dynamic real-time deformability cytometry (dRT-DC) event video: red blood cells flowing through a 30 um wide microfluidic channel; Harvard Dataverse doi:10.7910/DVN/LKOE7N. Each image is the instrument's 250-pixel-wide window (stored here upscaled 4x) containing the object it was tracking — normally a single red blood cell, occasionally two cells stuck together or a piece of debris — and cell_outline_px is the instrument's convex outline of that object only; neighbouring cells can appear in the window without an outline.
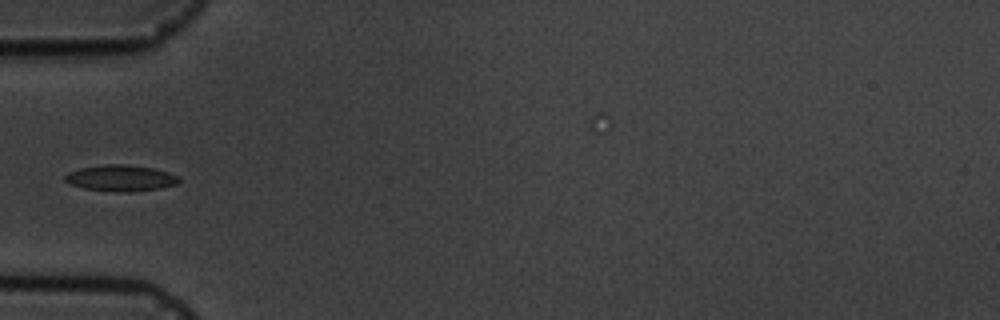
{"species": "common noctule bat (a hibernating species)", "species_latin": "Nyctalus noctula", "temperature_condition": "cold", "stored_images_in_passage": 7, "camera_frame_rate_fps": 3000, "um_per_image_px": 0.085, "animal": {"sex": "male", "body_mass_g": 19.5, "forearm_length_mm": 54.6}, "frame": {"image": 1, "passage_image": 4, "time_ms": 4.333, "image_size_px": [1000, 320], "cell_outline_px": [[180, 180], [176, 184], [160, 188], [132, 192], [112, 192], [84, 188], [68, 184], [64, 180], [64, 176], [68, 172], [80, 168], [100, 164], [128, 164], [152, 168], [168, 172], [180, 176]], "centroid_in_image_um": [10.23, 15.14], "position_along_channel_um": 74.8, "area_um2": 17.69}}
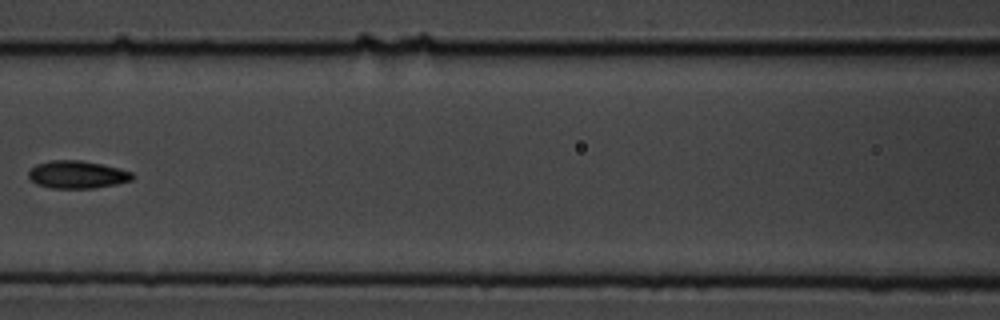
{"frame": {"image": 2, "passage_image": 6, "time_ms": 6.667, "image_size_px": [1000, 320], "cell_outline_px": [[136, 176], [132, 180], [116, 184], [92, 188], [52, 188], [36, 184], [28, 176], [28, 172], [36, 164], [52, 160], [80, 160], [100, 164], [132, 172]], "centroid_in_image_um": [6.56, 14.84], "position_along_channel_um": 160.0, "area_um2": 16.59}}
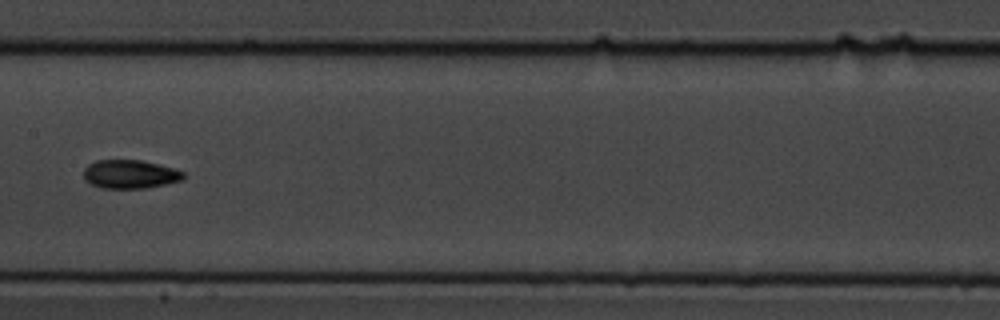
{"frame": {"image": 3, "passage_image": 7, "time_ms": 7.667, "image_size_px": [1000, 320], "cell_outline_px": [[184, 180], [144, 188], [100, 188], [84, 180], [84, 168], [88, 164], [96, 160], [140, 160], [172, 168], [184, 172]], "centroid_in_image_um": [11.02, 14.81], "position_along_channel_um": 196.4, "area_um2": 16.53}}